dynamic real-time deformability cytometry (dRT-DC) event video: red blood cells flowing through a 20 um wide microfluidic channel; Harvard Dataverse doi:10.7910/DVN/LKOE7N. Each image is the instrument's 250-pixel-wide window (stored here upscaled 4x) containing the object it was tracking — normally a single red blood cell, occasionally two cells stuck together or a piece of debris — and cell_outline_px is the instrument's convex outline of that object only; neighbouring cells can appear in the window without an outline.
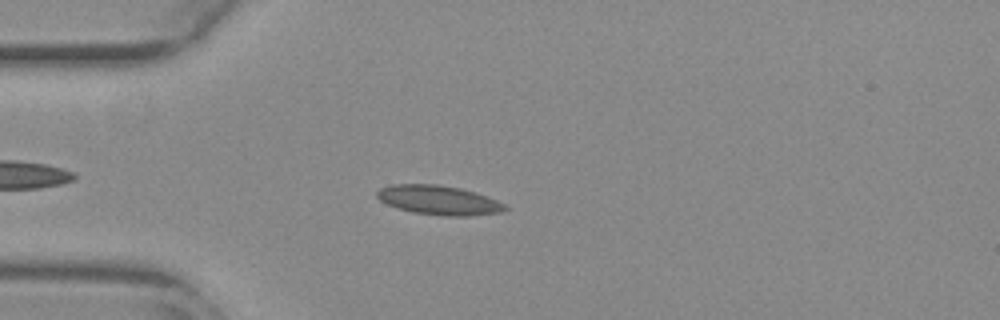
{"species": "common noctule bat (a hibernating species)", "species_latin": "Nyctalus noctula", "temperature_condition": "warm", "stored_images_in_passage": 44, "camera_frame_rate_fps": 3000, "um_per_image_px": 0.085, "animal": {"sex": "female", "body_mass_g": 29.2, "forearm_length_mm": 56.3}, "frame": {"image": 1, "passage_image": 7, "time_ms": 2.0, "image_size_px": [1000, 320], "cell_outline_px": [[508, 208], [504, 212], [468, 216], [444, 216], [412, 212], [396, 208], [380, 200], [376, 196], [376, 192], [380, 188], [392, 184], [436, 184], [460, 188], [476, 192], [496, 200], [504, 204]], "centroid_in_image_um": [37.29, 17.01], "position_along_channel_um": 47.7, "area_um2": 21.96}}
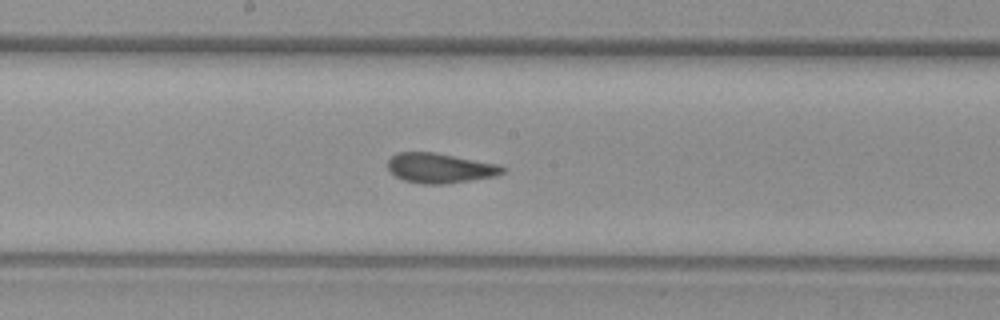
{"frame": {"image": 2, "passage_image": 21, "time_ms": 6.667, "image_size_px": [1000, 320], "cell_outline_px": [[508, 168], [504, 172], [496, 176], [444, 184], [424, 184], [404, 180], [396, 176], [388, 168], [388, 160], [396, 152], [436, 152], [500, 164]], "centroid_in_image_um": [37.44, 14.27], "position_along_channel_um": 210.8, "area_um2": 20.11}}
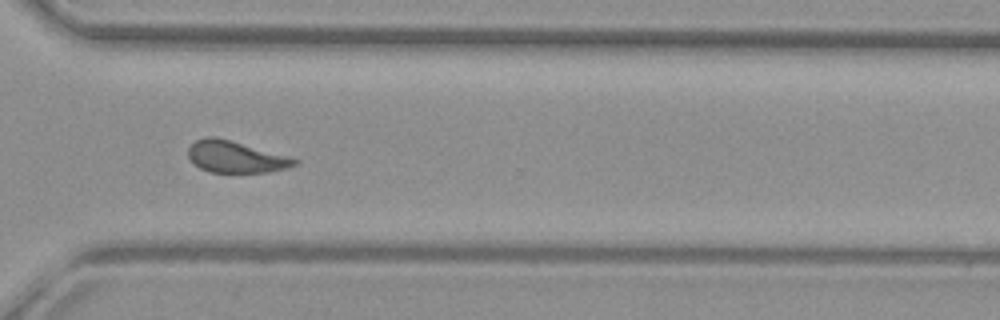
{"frame": {"image": 3, "passage_image": 32, "time_ms": 10.333, "image_size_px": [1000, 320], "cell_outline_px": [[300, 160], [296, 164], [288, 168], [268, 172], [208, 172], [200, 168], [188, 156], [188, 148], [196, 140], [208, 136], [212, 136], [292, 156]], "centroid_in_image_um": [20.08, 13.34], "position_along_channel_um": 350.5, "area_um2": 19.54}, "authors_computed_cell_mechanics": {"area_um2": 20.2878, "velocity_mm_per_s": 3.8167, "shape_relaxation_time_tau1_ms": 7.0284, "shape_relaxation_time_tau2_ms": 0.9462, "deformation_change_tau1": 0.1731, "deformation_change_tau2": 0.0846}}